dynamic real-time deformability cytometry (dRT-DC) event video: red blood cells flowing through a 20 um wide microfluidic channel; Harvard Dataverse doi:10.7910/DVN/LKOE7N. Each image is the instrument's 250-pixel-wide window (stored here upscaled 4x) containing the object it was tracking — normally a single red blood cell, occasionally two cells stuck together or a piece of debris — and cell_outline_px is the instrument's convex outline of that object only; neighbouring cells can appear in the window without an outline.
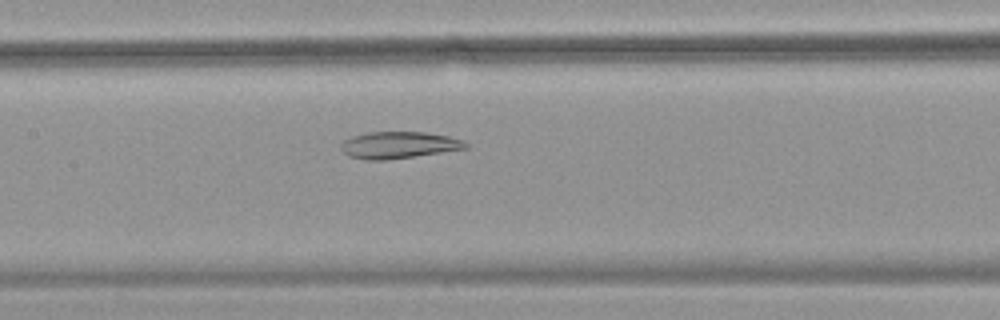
{"species": "common noctule bat (a hibernating species)", "species_latin": "Nyctalus noctula", "temperature_condition": "warm", "stored_images_in_passage": 55, "camera_frame_rate_fps": 3000, "um_per_image_px": 0.085, "animal": {"sex": "female", "body_mass_g": 18.4}, "frame": {"image": 1, "passage_image": 27, "time_ms": 8.667, "image_size_px": [1000, 320], "cell_outline_px": [[468, 148], [384, 160], [364, 160], [348, 156], [340, 148], [340, 144], [344, 140], [352, 136], [368, 132], [424, 132], [448, 136], [464, 140], [468, 144]], "centroid_in_image_um": [33.86, 12.32], "position_along_channel_um": 173.5, "area_um2": 19.36}}
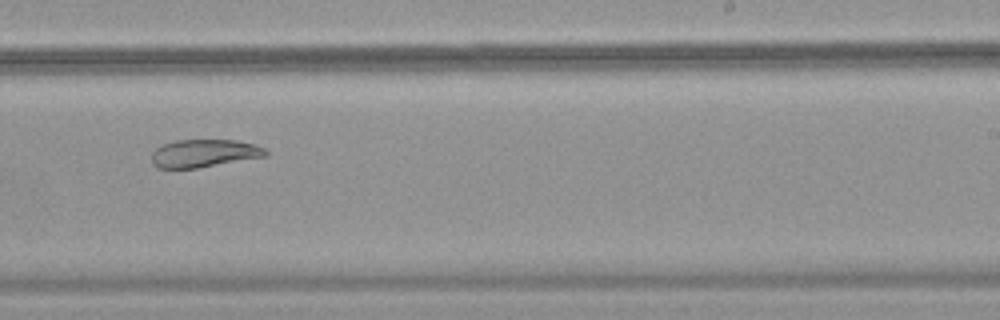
{"frame": {"image": 2, "passage_image": 35, "time_ms": 11.333, "image_size_px": [1000, 320], "cell_outline_px": [[268, 156], [196, 168], [156, 168], [152, 164], [152, 152], [156, 148], [172, 140], [236, 140], [256, 144], [264, 148], [268, 152]], "centroid_in_image_um": [17.35, 13.03], "position_along_channel_um": 271.6, "area_um2": 18.61}}
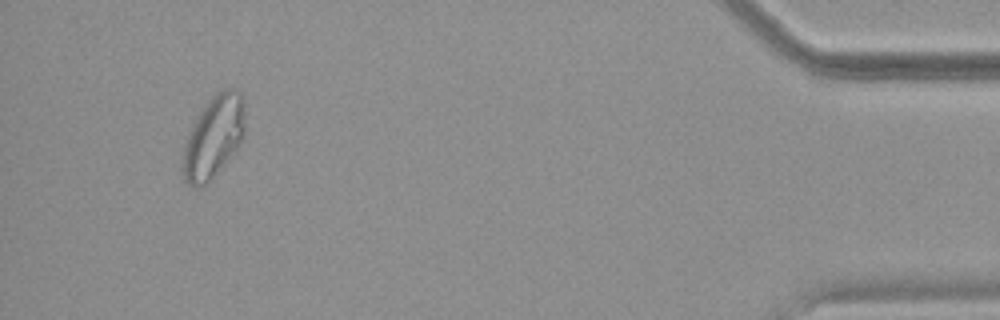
{"frame": {"image": 3, "passage_image": 52, "time_ms": 17.0, "image_size_px": [1000, 320], "cell_outline_px": [[244, 136], [240, 144], [208, 184], [196, 188], [188, 184], [184, 180], [180, 168], [180, 156], [188, 132], [204, 104], [216, 92], [224, 88], [236, 88], [244, 96]], "centroid_in_image_um": [18.12, 11.65], "position_along_channel_um": 417.1, "area_um2": 30.52}, "authors_computed_cell_mechanics": {"area_um2": 26.3568, "velocity_mm_per_s": 3.6966, "shape_relaxation_time_tau1_ms": null, "shape_relaxation_time_tau2_ms": 5.947, "deformation_change_tau1": null, "deformation_change_tau2": 0.1009}}